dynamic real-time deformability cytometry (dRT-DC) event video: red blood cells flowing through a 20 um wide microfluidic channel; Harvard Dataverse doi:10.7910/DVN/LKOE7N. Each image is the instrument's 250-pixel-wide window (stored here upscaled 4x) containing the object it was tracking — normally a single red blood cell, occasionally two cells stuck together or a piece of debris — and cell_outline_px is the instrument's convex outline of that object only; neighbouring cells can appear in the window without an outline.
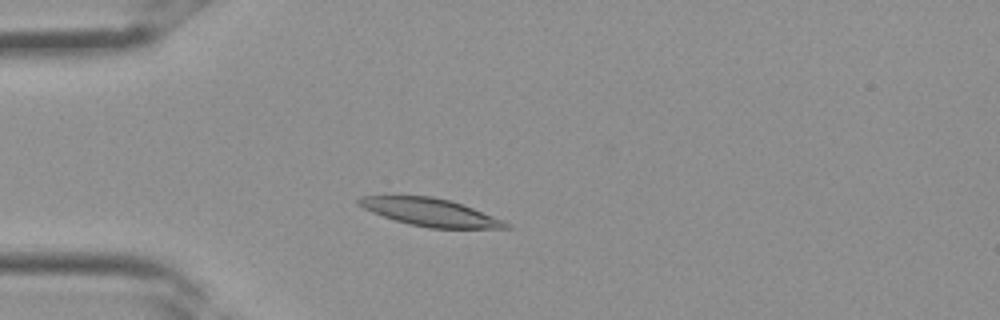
{"species": "Egyptian fruit bat (a non-hibernating species)", "species_latin": "Rousettus aegyptiacus", "temperature_condition": "room temperature", "stored_images_in_passage": 32, "camera_frame_rate_fps": 3000, "um_per_image_px": 0.085, "frame": {"image": 1, "passage_image": 7, "time_ms": 2.0, "image_size_px": [1000, 320], "cell_outline_px": [[512, 228], [428, 228], [396, 220], [372, 212], [356, 204], [356, 200], [360, 196], [432, 196], [448, 200], [472, 208], [504, 220]], "centroid_in_image_um": [36.55, 18.04], "position_along_channel_um": 48.5, "area_um2": 23.29}}
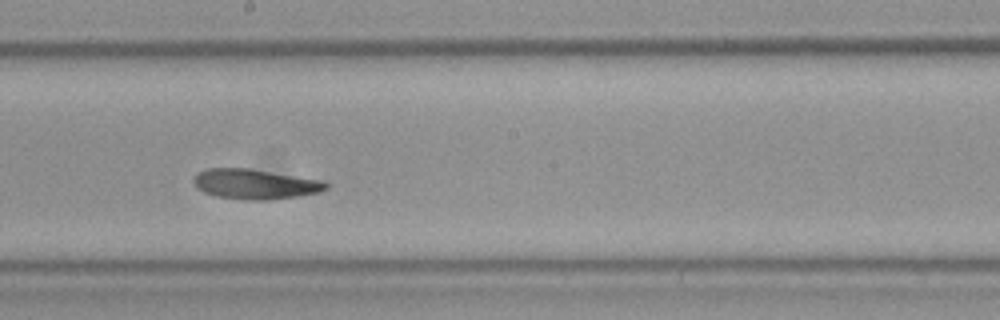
{"frame": {"image": 2, "passage_image": 17, "time_ms": 5.333, "image_size_px": [1000, 320], "cell_outline_px": [[328, 188], [320, 192], [300, 196], [268, 200], [244, 200], [216, 196], [204, 192], [196, 188], [192, 180], [196, 172], [204, 168], [248, 168], [324, 180], [328, 184]], "centroid_in_image_um": [21.66, 15.64], "position_along_channel_um": 226.5, "area_um2": 23.52}}
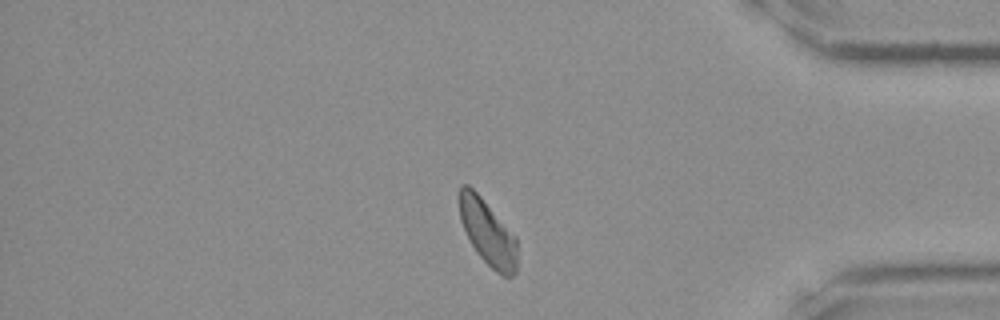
{"frame": {"image": 3, "passage_image": 27, "time_ms": 8.667, "image_size_px": [1000, 320], "cell_outline_px": [[516, 272], [512, 276], [504, 276], [496, 272], [476, 252], [460, 220], [460, 184], [468, 184], [480, 196], [516, 236]], "centroid_in_image_um": [41.46, 19.77], "position_along_channel_um": 393.7, "area_um2": 21.56}}